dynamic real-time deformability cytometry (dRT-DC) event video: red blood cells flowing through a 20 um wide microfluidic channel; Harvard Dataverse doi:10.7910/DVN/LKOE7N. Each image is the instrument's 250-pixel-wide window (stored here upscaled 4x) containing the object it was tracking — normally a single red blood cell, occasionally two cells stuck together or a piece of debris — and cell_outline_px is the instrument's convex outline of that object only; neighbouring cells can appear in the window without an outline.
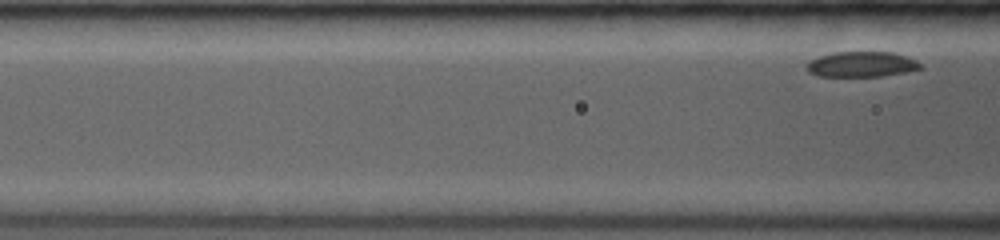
{"species": "common noctule bat (a hibernating species)", "species_latin": "Nyctalus noctula", "temperature_condition": "room temperature", "stored_images_in_passage": 5, "segment_of_instrument_passage": [2, 2], "camera_frame_rate_fps": 3500, "um_per_image_px": 0.085, "animal": {"sex": "female", "body_mass_g": 19.0, "forearm_length_mm": 53.3}, "frame": {"image": 1, "passage_image": 5, "time_ms": 2.0, "image_size_px": [1000, 240], "cell_outline_px": [[924, 68], [904, 72], [880, 76], [816, 76], [808, 72], [804, 68], [812, 60], [820, 56], [836, 52], [892, 52], [916, 60]], "centroid_in_image_um": [73.22, 5.47], "position_along_channel_um": 93.4, "area_um2": 16.65}}